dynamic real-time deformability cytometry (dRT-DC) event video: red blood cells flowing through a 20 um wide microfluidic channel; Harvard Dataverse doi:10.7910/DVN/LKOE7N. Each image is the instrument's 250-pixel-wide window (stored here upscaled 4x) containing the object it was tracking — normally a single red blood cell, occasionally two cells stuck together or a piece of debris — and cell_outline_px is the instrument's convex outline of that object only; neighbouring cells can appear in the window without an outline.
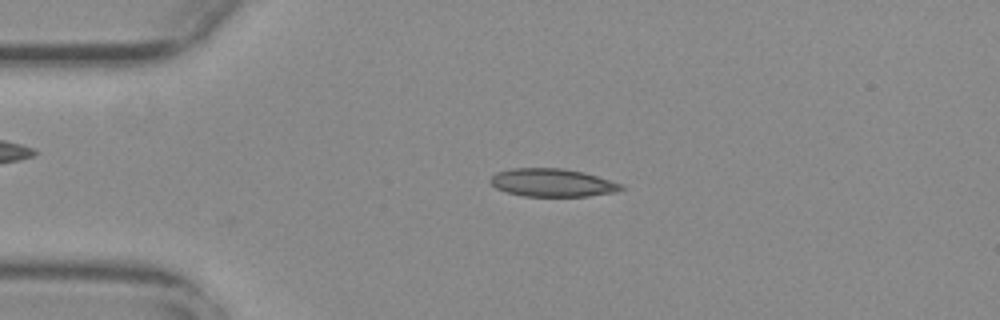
{"species": "common noctule bat (a hibernating species)", "species_latin": "Nyctalus noctula", "temperature_condition": "warm", "stored_images_in_passage": 55, "camera_frame_rate_fps": 3000, "um_per_image_px": 0.085, "animal": {"sex": "female", "body_mass_g": 29.2, "forearm_length_mm": 56.3}, "frame": {"image": 1, "passage_image": 12, "time_ms": 3.667, "image_size_px": [1000, 320], "cell_outline_px": [[624, 188], [616, 192], [588, 196], [524, 196], [508, 192], [496, 188], [488, 180], [496, 172], [512, 168], [564, 168], [584, 172], [624, 184]], "centroid_in_image_um": [46.97, 15.52], "position_along_channel_um": 38.0, "area_um2": 21.44}}
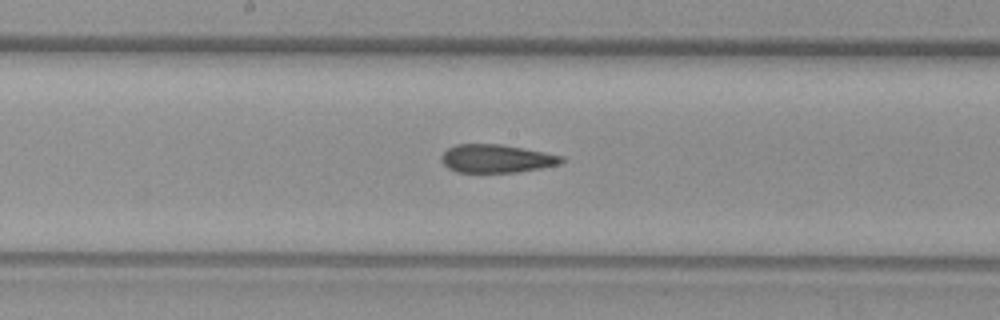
{"frame": {"image": 2, "passage_image": 28, "time_ms": 9.0, "image_size_px": [1000, 320], "cell_outline_px": [[564, 160], [560, 164], [540, 168], [516, 172], [456, 172], [448, 168], [440, 160], [440, 156], [448, 148], [456, 144], [500, 144], [544, 152], [564, 156]], "centroid_in_image_um": [42.17, 13.48], "position_along_channel_um": 206.0, "area_um2": 19.71}}
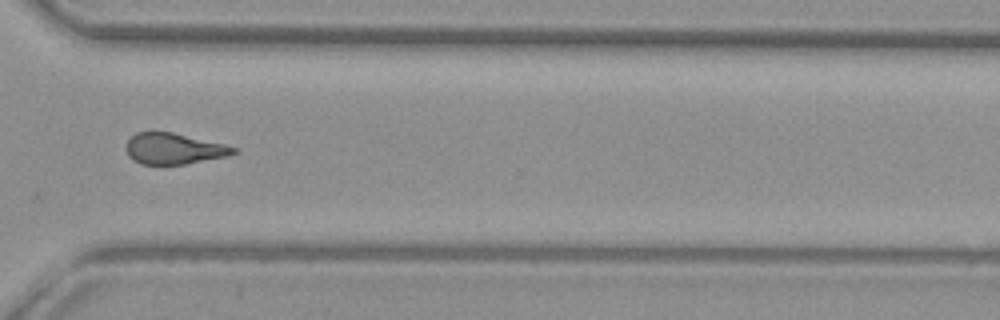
{"frame": {"image": 3, "passage_image": 40, "time_ms": 13.0, "image_size_px": [1000, 320], "cell_outline_px": [[240, 152], [228, 156], [184, 164], [140, 164], [132, 160], [128, 156], [124, 148], [128, 140], [136, 132], [172, 132], [224, 144], [236, 148]], "centroid_in_image_um": [14.76, 12.64], "position_along_channel_um": 355.8, "area_um2": 19.48}, "authors_computed_cell_mechanics": {"area_um2": 20.519, "velocity_mm_per_s": 3.7516, "shape_relaxation_time_tau1_ms": null, "shape_relaxation_time_tau2_ms": 3.3448, "deformation_change_tau1": null, "deformation_change_tau2": 0.1108}}